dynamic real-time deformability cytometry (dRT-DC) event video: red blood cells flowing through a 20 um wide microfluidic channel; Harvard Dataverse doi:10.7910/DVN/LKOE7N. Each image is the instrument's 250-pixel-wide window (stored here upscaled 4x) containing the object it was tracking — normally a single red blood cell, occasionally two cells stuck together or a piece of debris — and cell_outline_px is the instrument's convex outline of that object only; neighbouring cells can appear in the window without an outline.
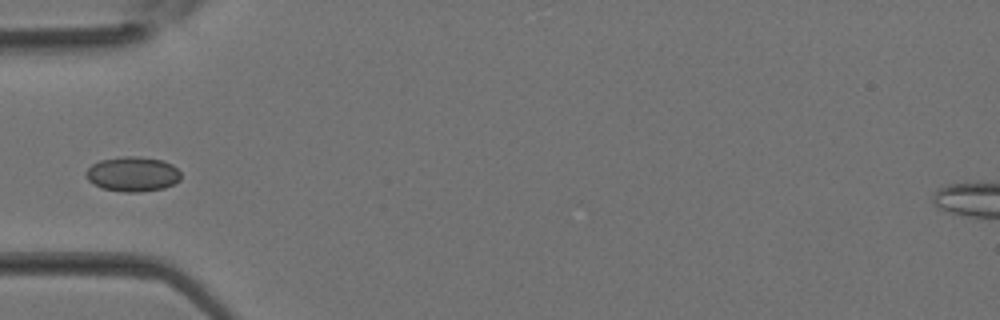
{"species": "Egyptian fruit bat (a non-hibernating species)", "species_latin": "Rousettus aegyptiacus", "temperature_condition": "room temperature", "stored_images_in_passage": 23, "camera_frame_rate_fps": 3000, "um_per_image_px": 0.085, "animal": {"sex": "female"}, "frame": {"image": 1, "passage_image": 1, "time_ms": 0.0, "image_size_px": [1000, 320], "cell_outline_px": [[180, 180], [164, 188], [140, 192], [124, 192], [100, 188], [92, 184], [84, 176], [84, 172], [92, 164], [100, 160], [124, 156], [140, 156], [164, 160], [172, 164], [180, 172]], "centroid_in_image_um": [11.24, 14.79], "position_along_channel_um": 73.8, "area_um2": 19.54}}
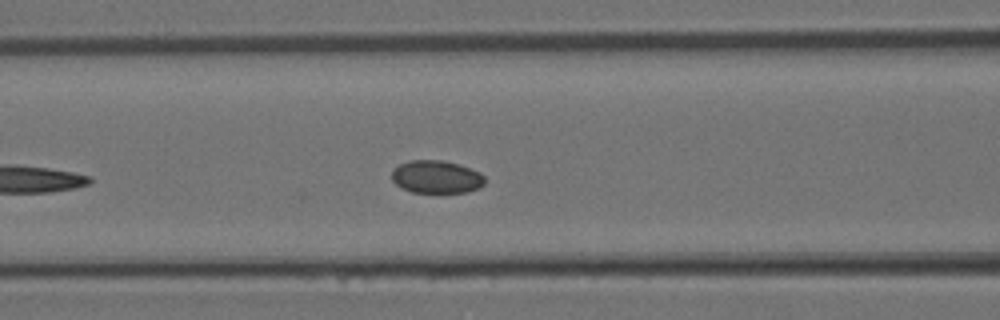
{"frame": {"image": 2, "passage_image": 4, "time_ms": 1.0, "image_size_px": [1000, 320], "cell_outline_px": [[484, 184], [468, 192], [412, 192], [400, 188], [392, 180], [392, 168], [400, 164], [412, 160], [444, 160], [480, 172], [484, 176]], "centroid_in_image_um": [37.05, 15.03], "position_along_channel_um": 129.5, "area_um2": 17.69}}